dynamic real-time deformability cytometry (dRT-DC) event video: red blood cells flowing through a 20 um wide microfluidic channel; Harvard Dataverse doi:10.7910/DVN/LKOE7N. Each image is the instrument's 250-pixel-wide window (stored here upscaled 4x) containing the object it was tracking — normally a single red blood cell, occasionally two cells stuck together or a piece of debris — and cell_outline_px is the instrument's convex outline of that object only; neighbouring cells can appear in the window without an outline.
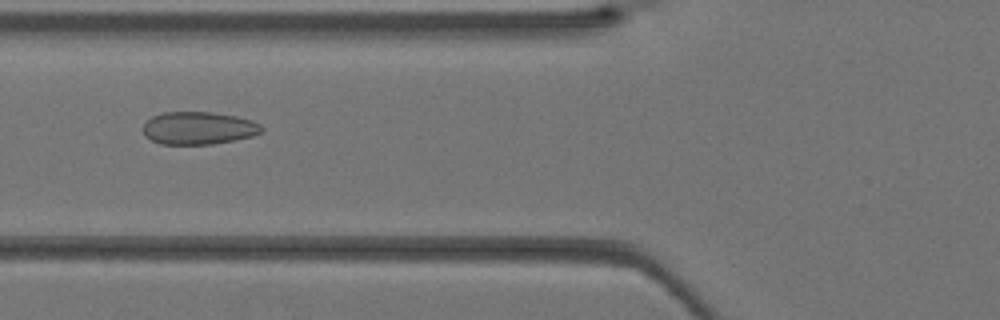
{"species": "Egyptian fruit bat (a non-hibernating species)", "species_latin": "Rousettus aegyptiacus", "temperature_condition": "warm", "stored_images_in_passage": 28, "camera_frame_rate_fps": 3000, "um_per_image_px": 0.085, "animal": {"sex": "female"}, "frame": {"image": 1, "passage_image": 4, "time_ms": 1.0, "image_size_px": [1000, 320], "cell_outline_px": [[264, 128], [260, 132], [252, 136], [236, 140], [212, 144], [160, 144], [144, 136], [144, 124], [152, 116], [160, 112], [212, 112], [236, 116], [252, 120], [260, 124]], "centroid_in_image_um": [16.88, 10.88], "position_along_channel_um": 108.9, "area_um2": 22.66}}
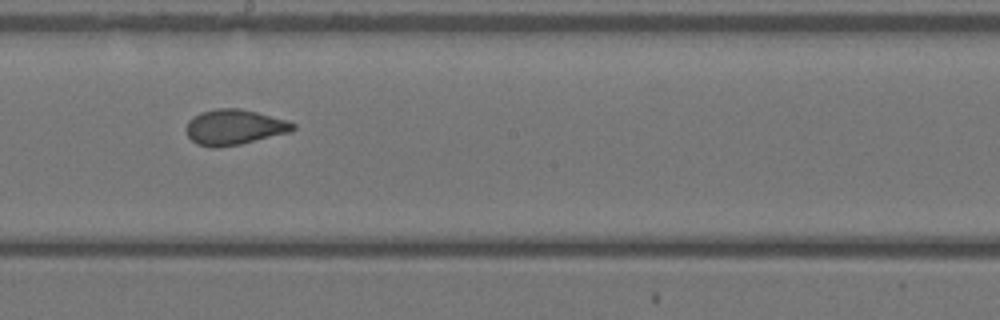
{"frame": {"image": 2, "passage_image": 11, "time_ms": 3.333, "image_size_px": [1000, 320], "cell_outline_px": [[296, 128], [292, 132], [240, 144], [216, 148], [212, 148], [196, 144], [188, 136], [188, 120], [200, 112], [216, 108], [240, 108], [288, 120], [296, 124]], "centroid_in_image_um": [19.95, 10.81], "position_along_channel_um": 228.3, "area_um2": 22.08}}
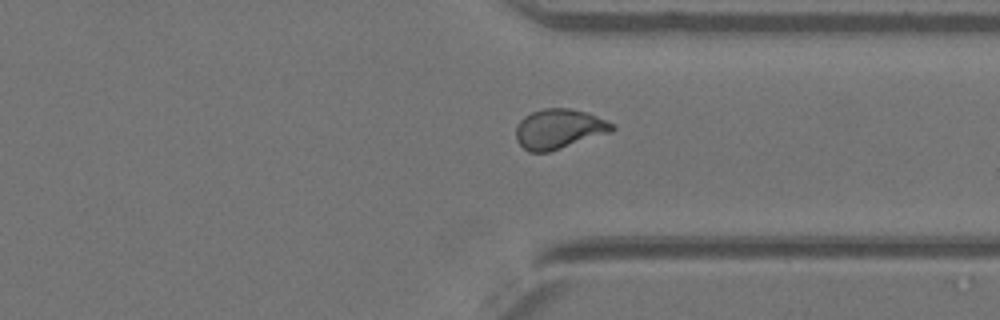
{"frame": {"image": 3, "passage_image": 19, "time_ms": 6.0, "image_size_px": [1000, 320], "cell_outline_px": [[616, 128], [612, 132], [548, 152], [528, 152], [516, 140], [516, 124], [524, 116], [532, 112], [544, 108], [568, 108], [588, 112], [616, 124]], "centroid_in_image_um": [47.53, 10.95], "position_along_channel_um": 363.9, "area_um2": 22.48}}